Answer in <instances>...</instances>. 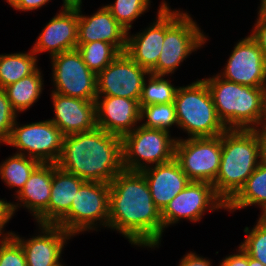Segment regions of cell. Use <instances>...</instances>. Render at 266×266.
<instances>
[{
	"label": "cell",
	"mask_w": 266,
	"mask_h": 266,
	"mask_svg": "<svg viewBox=\"0 0 266 266\" xmlns=\"http://www.w3.org/2000/svg\"><path fill=\"white\" fill-rule=\"evenodd\" d=\"M108 228L116 230L131 245L159 247L164 226L147 180L141 172L123 170L109 183Z\"/></svg>",
	"instance_id": "obj_1"
},
{
	"label": "cell",
	"mask_w": 266,
	"mask_h": 266,
	"mask_svg": "<svg viewBox=\"0 0 266 266\" xmlns=\"http://www.w3.org/2000/svg\"><path fill=\"white\" fill-rule=\"evenodd\" d=\"M57 166L84 181L109 184L124 170L122 137L99 127L65 135Z\"/></svg>",
	"instance_id": "obj_2"
},
{
	"label": "cell",
	"mask_w": 266,
	"mask_h": 266,
	"mask_svg": "<svg viewBox=\"0 0 266 266\" xmlns=\"http://www.w3.org/2000/svg\"><path fill=\"white\" fill-rule=\"evenodd\" d=\"M220 168L213 183L227 204L245 185L259 164V143L253 130L227 129L221 134Z\"/></svg>",
	"instance_id": "obj_3"
},
{
	"label": "cell",
	"mask_w": 266,
	"mask_h": 266,
	"mask_svg": "<svg viewBox=\"0 0 266 266\" xmlns=\"http://www.w3.org/2000/svg\"><path fill=\"white\" fill-rule=\"evenodd\" d=\"M203 80L211 93L217 115L227 129L252 130L258 126L266 87L237 84L218 74Z\"/></svg>",
	"instance_id": "obj_4"
},
{
	"label": "cell",
	"mask_w": 266,
	"mask_h": 266,
	"mask_svg": "<svg viewBox=\"0 0 266 266\" xmlns=\"http://www.w3.org/2000/svg\"><path fill=\"white\" fill-rule=\"evenodd\" d=\"M206 37L189 13L171 10L166 3L165 38L157 64L149 71L150 74H174L191 53L202 48L208 40Z\"/></svg>",
	"instance_id": "obj_5"
},
{
	"label": "cell",
	"mask_w": 266,
	"mask_h": 266,
	"mask_svg": "<svg viewBox=\"0 0 266 266\" xmlns=\"http://www.w3.org/2000/svg\"><path fill=\"white\" fill-rule=\"evenodd\" d=\"M178 127L188 138L214 137L227 130L219 119L211 93L203 79L178 86L175 100Z\"/></svg>",
	"instance_id": "obj_6"
},
{
	"label": "cell",
	"mask_w": 266,
	"mask_h": 266,
	"mask_svg": "<svg viewBox=\"0 0 266 266\" xmlns=\"http://www.w3.org/2000/svg\"><path fill=\"white\" fill-rule=\"evenodd\" d=\"M167 131L139 125L122 137L123 168L141 172L150 165L164 164L174 159L177 138Z\"/></svg>",
	"instance_id": "obj_7"
},
{
	"label": "cell",
	"mask_w": 266,
	"mask_h": 266,
	"mask_svg": "<svg viewBox=\"0 0 266 266\" xmlns=\"http://www.w3.org/2000/svg\"><path fill=\"white\" fill-rule=\"evenodd\" d=\"M109 193V184L86 181L73 198L70 210L55 225L72 236L95 231L98 225L108 228Z\"/></svg>",
	"instance_id": "obj_8"
},
{
	"label": "cell",
	"mask_w": 266,
	"mask_h": 266,
	"mask_svg": "<svg viewBox=\"0 0 266 266\" xmlns=\"http://www.w3.org/2000/svg\"><path fill=\"white\" fill-rule=\"evenodd\" d=\"M64 136L50 119L25 125L18 123L16 119L6 145L17 148V154L36 159L40 163L57 164Z\"/></svg>",
	"instance_id": "obj_9"
},
{
	"label": "cell",
	"mask_w": 266,
	"mask_h": 266,
	"mask_svg": "<svg viewBox=\"0 0 266 266\" xmlns=\"http://www.w3.org/2000/svg\"><path fill=\"white\" fill-rule=\"evenodd\" d=\"M221 135L214 137L178 138L174 159L191 181L214 183L220 168Z\"/></svg>",
	"instance_id": "obj_10"
},
{
	"label": "cell",
	"mask_w": 266,
	"mask_h": 266,
	"mask_svg": "<svg viewBox=\"0 0 266 266\" xmlns=\"http://www.w3.org/2000/svg\"><path fill=\"white\" fill-rule=\"evenodd\" d=\"M50 58L55 87L51 92L96 101L97 75L87 67L77 49Z\"/></svg>",
	"instance_id": "obj_11"
},
{
	"label": "cell",
	"mask_w": 266,
	"mask_h": 266,
	"mask_svg": "<svg viewBox=\"0 0 266 266\" xmlns=\"http://www.w3.org/2000/svg\"><path fill=\"white\" fill-rule=\"evenodd\" d=\"M226 210V203L215 193L209 182L191 181L161 211L164 230L181 219L199 222L207 211Z\"/></svg>",
	"instance_id": "obj_12"
},
{
	"label": "cell",
	"mask_w": 266,
	"mask_h": 266,
	"mask_svg": "<svg viewBox=\"0 0 266 266\" xmlns=\"http://www.w3.org/2000/svg\"><path fill=\"white\" fill-rule=\"evenodd\" d=\"M149 73L126 53H120L97 75V96H117L139 101L143 82Z\"/></svg>",
	"instance_id": "obj_13"
},
{
	"label": "cell",
	"mask_w": 266,
	"mask_h": 266,
	"mask_svg": "<svg viewBox=\"0 0 266 266\" xmlns=\"http://www.w3.org/2000/svg\"><path fill=\"white\" fill-rule=\"evenodd\" d=\"M218 75L225 80L251 87H266V59L256 41L248 35L234 46Z\"/></svg>",
	"instance_id": "obj_14"
},
{
	"label": "cell",
	"mask_w": 266,
	"mask_h": 266,
	"mask_svg": "<svg viewBox=\"0 0 266 266\" xmlns=\"http://www.w3.org/2000/svg\"><path fill=\"white\" fill-rule=\"evenodd\" d=\"M62 9L43 27L33 48L36 55L48 52L50 57L77 48L78 10L73 4Z\"/></svg>",
	"instance_id": "obj_15"
},
{
	"label": "cell",
	"mask_w": 266,
	"mask_h": 266,
	"mask_svg": "<svg viewBox=\"0 0 266 266\" xmlns=\"http://www.w3.org/2000/svg\"><path fill=\"white\" fill-rule=\"evenodd\" d=\"M38 226L41 232L29 239L12 233L23 248L27 266L59 265L64 246L73 236L57 225L38 224Z\"/></svg>",
	"instance_id": "obj_16"
},
{
	"label": "cell",
	"mask_w": 266,
	"mask_h": 266,
	"mask_svg": "<svg viewBox=\"0 0 266 266\" xmlns=\"http://www.w3.org/2000/svg\"><path fill=\"white\" fill-rule=\"evenodd\" d=\"M72 4L78 10L77 43L103 41L112 44L120 53H125L127 31L105 6L86 16L82 14V1Z\"/></svg>",
	"instance_id": "obj_17"
},
{
	"label": "cell",
	"mask_w": 266,
	"mask_h": 266,
	"mask_svg": "<svg viewBox=\"0 0 266 266\" xmlns=\"http://www.w3.org/2000/svg\"><path fill=\"white\" fill-rule=\"evenodd\" d=\"M97 127L123 137L141 122L138 100L117 96H97Z\"/></svg>",
	"instance_id": "obj_18"
},
{
	"label": "cell",
	"mask_w": 266,
	"mask_h": 266,
	"mask_svg": "<svg viewBox=\"0 0 266 266\" xmlns=\"http://www.w3.org/2000/svg\"><path fill=\"white\" fill-rule=\"evenodd\" d=\"M53 164L40 163L25 182L24 188L15 196L17 203H11L15 211L23 206L34 217L37 224H48V205L52 186ZM20 202V203H19Z\"/></svg>",
	"instance_id": "obj_19"
},
{
	"label": "cell",
	"mask_w": 266,
	"mask_h": 266,
	"mask_svg": "<svg viewBox=\"0 0 266 266\" xmlns=\"http://www.w3.org/2000/svg\"><path fill=\"white\" fill-rule=\"evenodd\" d=\"M55 117L50 120L64 135L97 127L96 102L51 93Z\"/></svg>",
	"instance_id": "obj_20"
},
{
	"label": "cell",
	"mask_w": 266,
	"mask_h": 266,
	"mask_svg": "<svg viewBox=\"0 0 266 266\" xmlns=\"http://www.w3.org/2000/svg\"><path fill=\"white\" fill-rule=\"evenodd\" d=\"M164 0L157 11L156 20L142 32H127L125 53L139 66L150 71L159 59L165 38V4Z\"/></svg>",
	"instance_id": "obj_21"
},
{
	"label": "cell",
	"mask_w": 266,
	"mask_h": 266,
	"mask_svg": "<svg viewBox=\"0 0 266 266\" xmlns=\"http://www.w3.org/2000/svg\"><path fill=\"white\" fill-rule=\"evenodd\" d=\"M141 173L147 180L152 200L160 211L191 182L175 159L150 166Z\"/></svg>",
	"instance_id": "obj_22"
},
{
	"label": "cell",
	"mask_w": 266,
	"mask_h": 266,
	"mask_svg": "<svg viewBox=\"0 0 266 266\" xmlns=\"http://www.w3.org/2000/svg\"><path fill=\"white\" fill-rule=\"evenodd\" d=\"M85 182L76 175L61 170L57 164H53L48 224L55 225L70 210L73 198Z\"/></svg>",
	"instance_id": "obj_23"
},
{
	"label": "cell",
	"mask_w": 266,
	"mask_h": 266,
	"mask_svg": "<svg viewBox=\"0 0 266 266\" xmlns=\"http://www.w3.org/2000/svg\"><path fill=\"white\" fill-rule=\"evenodd\" d=\"M253 205L262 212L266 209V165L258 164L245 185L226 204V211L234 212Z\"/></svg>",
	"instance_id": "obj_24"
},
{
	"label": "cell",
	"mask_w": 266,
	"mask_h": 266,
	"mask_svg": "<svg viewBox=\"0 0 266 266\" xmlns=\"http://www.w3.org/2000/svg\"><path fill=\"white\" fill-rule=\"evenodd\" d=\"M40 70L3 88L17 114L28 110L40 98L44 87Z\"/></svg>",
	"instance_id": "obj_25"
},
{
	"label": "cell",
	"mask_w": 266,
	"mask_h": 266,
	"mask_svg": "<svg viewBox=\"0 0 266 266\" xmlns=\"http://www.w3.org/2000/svg\"><path fill=\"white\" fill-rule=\"evenodd\" d=\"M37 55L27 52L0 55V88L33 74L37 69Z\"/></svg>",
	"instance_id": "obj_26"
},
{
	"label": "cell",
	"mask_w": 266,
	"mask_h": 266,
	"mask_svg": "<svg viewBox=\"0 0 266 266\" xmlns=\"http://www.w3.org/2000/svg\"><path fill=\"white\" fill-rule=\"evenodd\" d=\"M40 164L36 159L15 153L0 164V178L6 186L16 187L15 196L24 188L34 169Z\"/></svg>",
	"instance_id": "obj_27"
},
{
	"label": "cell",
	"mask_w": 266,
	"mask_h": 266,
	"mask_svg": "<svg viewBox=\"0 0 266 266\" xmlns=\"http://www.w3.org/2000/svg\"><path fill=\"white\" fill-rule=\"evenodd\" d=\"M76 49L87 67L96 75L120 54L112 44L103 41L77 43Z\"/></svg>",
	"instance_id": "obj_28"
},
{
	"label": "cell",
	"mask_w": 266,
	"mask_h": 266,
	"mask_svg": "<svg viewBox=\"0 0 266 266\" xmlns=\"http://www.w3.org/2000/svg\"><path fill=\"white\" fill-rule=\"evenodd\" d=\"M146 79L147 76L143 82L142 94L139 100L140 108L151 104L174 102L178 86L172 85L169 79H165V75L149 73L148 79Z\"/></svg>",
	"instance_id": "obj_29"
},
{
	"label": "cell",
	"mask_w": 266,
	"mask_h": 266,
	"mask_svg": "<svg viewBox=\"0 0 266 266\" xmlns=\"http://www.w3.org/2000/svg\"><path fill=\"white\" fill-rule=\"evenodd\" d=\"M140 118L141 121L146 120L140 124L143 127L160 129L169 133L172 125L178 126L174 102L142 106Z\"/></svg>",
	"instance_id": "obj_30"
},
{
	"label": "cell",
	"mask_w": 266,
	"mask_h": 266,
	"mask_svg": "<svg viewBox=\"0 0 266 266\" xmlns=\"http://www.w3.org/2000/svg\"><path fill=\"white\" fill-rule=\"evenodd\" d=\"M150 3V0H115L114 3L104 6L116 21L129 32L133 22L148 10Z\"/></svg>",
	"instance_id": "obj_31"
},
{
	"label": "cell",
	"mask_w": 266,
	"mask_h": 266,
	"mask_svg": "<svg viewBox=\"0 0 266 266\" xmlns=\"http://www.w3.org/2000/svg\"><path fill=\"white\" fill-rule=\"evenodd\" d=\"M245 227L246 238L239 245L251 258L266 266V224L259 218L256 225L249 230Z\"/></svg>",
	"instance_id": "obj_32"
},
{
	"label": "cell",
	"mask_w": 266,
	"mask_h": 266,
	"mask_svg": "<svg viewBox=\"0 0 266 266\" xmlns=\"http://www.w3.org/2000/svg\"><path fill=\"white\" fill-rule=\"evenodd\" d=\"M0 266H27L23 248L13 236L0 239Z\"/></svg>",
	"instance_id": "obj_33"
},
{
	"label": "cell",
	"mask_w": 266,
	"mask_h": 266,
	"mask_svg": "<svg viewBox=\"0 0 266 266\" xmlns=\"http://www.w3.org/2000/svg\"><path fill=\"white\" fill-rule=\"evenodd\" d=\"M17 117L18 114L11 107L4 89L0 88V144L8 142Z\"/></svg>",
	"instance_id": "obj_34"
},
{
	"label": "cell",
	"mask_w": 266,
	"mask_h": 266,
	"mask_svg": "<svg viewBox=\"0 0 266 266\" xmlns=\"http://www.w3.org/2000/svg\"><path fill=\"white\" fill-rule=\"evenodd\" d=\"M257 15L258 17L250 36L256 41L266 59V15L260 11H258Z\"/></svg>",
	"instance_id": "obj_35"
},
{
	"label": "cell",
	"mask_w": 266,
	"mask_h": 266,
	"mask_svg": "<svg viewBox=\"0 0 266 266\" xmlns=\"http://www.w3.org/2000/svg\"><path fill=\"white\" fill-rule=\"evenodd\" d=\"M13 217L11 202L4 201V199H0V238L12 236V231H8L4 233V228L7 223ZM5 235V236H4Z\"/></svg>",
	"instance_id": "obj_36"
},
{
	"label": "cell",
	"mask_w": 266,
	"mask_h": 266,
	"mask_svg": "<svg viewBox=\"0 0 266 266\" xmlns=\"http://www.w3.org/2000/svg\"><path fill=\"white\" fill-rule=\"evenodd\" d=\"M50 0H8V4L18 11H32L46 6Z\"/></svg>",
	"instance_id": "obj_37"
},
{
	"label": "cell",
	"mask_w": 266,
	"mask_h": 266,
	"mask_svg": "<svg viewBox=\"0 0 266 266\" xmlns=\"http://www.w3.org/2000/svg\"><path fill=\"white\" fill-rule=\"evenodd\" d=\"M219 266H249V255L239 246L236 254L226 256Z\"/></svg>",
	"instance_id": "obj_38"
},
{
	"label": "cell",
	"mask_w": 266,
	"mask_h": 266,
	"mask_svg": "<svg viewBox=\"0 0 266 266\" xmlns=\"http://www.w3.org/2000/svg\"><path fill=\"white\" fill-rule=\"evenodd\" d=\"M211 261L198 256L195 252H189L183 256L178 266H212Z\"/></svg>",
	"instance_id": "obj_39"
},
{
	"label": "cell",
	"mask_w": 266,
	"mask_h": 266,
	"mask_svg": "<svg viewBox=\"0 0 266 266\" xmlns=\"http://www.w3.org/2000/svg\"><path fill=\"white\" fill-rule=\"evenodd\" d=\"M259 143V164L266 165V128L252 129Z\"/></svg>",
	"instance_id": "obj_40"
},
{
	"label": "cell",
	"mask_w": 266,
	"mask_h": 266,
	"mask_svg": "<svg viewBox=\"0 0 266 266\" xmlns=\"http://www.w3.org/2000/svg\"><path fill=\"white\" fill-rule=\"evenodd\" d=\"M256 128H266V88L262 96L261 116Z\"/></svg>",
	"instance_id": "obj_41"
},
{
	"label": "cell",
	"mask_w": 266,
	"mask_h": 266,
	"mask_svg": "<svg viewBox=\"0 0 266 266\" xmlns=\"http://www.w3.org/2000/svg\"><path fill=\"white\" fill-rule=\"evenodd\" d=\"M249 266H264L260 261L249 257Z\"/></svg>",
	"instance_id": "obj_42"
},
{
	"label": "cell",
	"mask_w": 266,
	"mask_h": 266,
	"mask_svg": "<svg viewBox=\"0 0 266 266\" xmlns=\"http://www.w3.org/2000/svg\"><path fill=\"white\" fill-rule=\"evenodd\" d=\"M261 13L266 15V0H261L260 1V6L258 9Z\"/></svg>",
	"instance_id": "obj_43"
},
{
	"label": "cell",
	"mask_w": 266,
	"mask_h": 266,
	"mask_svg": "<svg viewBox=\"0 0 266 266\" xmlns=\"http://www.w3.org/2000/svg\"><path fill=\"white\" fill-rule=\"evenodd\" d=\"M259 218L266 224V209L261 212V216Z\"/></svg>",
	"instance_id": "obj_44"
},
{
	"label": "cell",
	"mask_w": 266,
	"mask_h": 266,
	"mask_svg": "<svg viewBox=\"0 0 266 266\" xmlns=\"http://www.w3.org/2000/svg\"><path fill=\"white\" fill-rule=\"evenodd\" d=\"M82 0H63V3H66V4H72V3H75V2H81Z\"/></svg>",
	"instance_id": "obj_45"
}]
</instances>
